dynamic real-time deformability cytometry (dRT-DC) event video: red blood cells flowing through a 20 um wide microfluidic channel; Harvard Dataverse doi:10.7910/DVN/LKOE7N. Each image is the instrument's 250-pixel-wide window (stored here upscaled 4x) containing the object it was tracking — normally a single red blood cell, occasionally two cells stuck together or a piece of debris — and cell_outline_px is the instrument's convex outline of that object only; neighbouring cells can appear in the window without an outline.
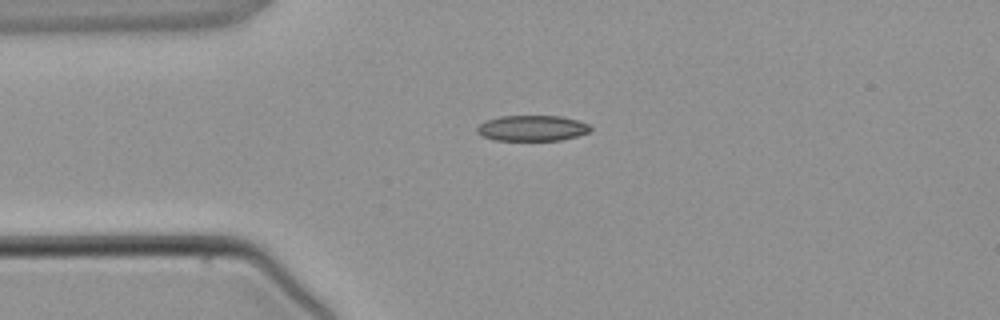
{"species": "common noctule bat (a hibernating species)", "species_latin": "Nyctalus noctula", "temperature_condition": "warm", "stored_images_in_passage": 1, "camera_frame_rate_fps": 3000, "um_per_image_px": 0.085, "animal": {"sex": "male", "body_mass_g": 21.5, "forearm_length_mm": 52.0}, "frame": {"image": 1, "passage_image": 1, "time_ms": 0.0, "image_size_px": [1000, 320], "cell_outline_px": [[592, 128], [588, 132], [576, 136], [560, 140], [496, 140], [484, 136], [476, 132], [476, 128], [484, 120], [500, 116], [560, 116], [576, 120], [588, 124]], "centroid_in_image_um": [45.2, 10.89], "position_along_channel_um": 39.8, "area_um2": 16.82}}